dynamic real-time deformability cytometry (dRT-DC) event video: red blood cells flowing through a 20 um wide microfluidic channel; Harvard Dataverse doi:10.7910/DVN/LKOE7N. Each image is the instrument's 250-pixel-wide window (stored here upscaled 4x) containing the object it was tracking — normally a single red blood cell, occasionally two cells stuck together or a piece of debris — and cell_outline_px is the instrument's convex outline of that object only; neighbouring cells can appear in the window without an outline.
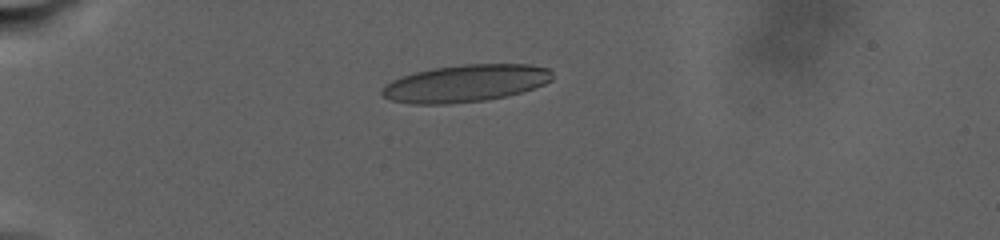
{"species": "human", "species_latin": "Homo sapiens", "temperature_condition": "warm", "stored_images_in_passage": 120, "camera_frame_rate_fps": 3000, "um_per_image_px": 0.085, "donor": {"sex": "male"}, "frame": {"image": 1, "passage_image": 1, "time_ms": 0.0, "image_size_px": [1000, 240], "cell_outline_px": [[552, 80], [544, 84], [520, 92], [504, 96], [484, 100], [448, 104], [412, 104], [392, 100], [384, 96], [380, 92], [392, 80], [416, 72], [436, 68], [460, 64], [528, 64], [548, 68], [552, 72]], "centroid_in_image_um": [39.59, 7.08], "position_along_channel_um": 45.4, "area_um2": 36.53}}
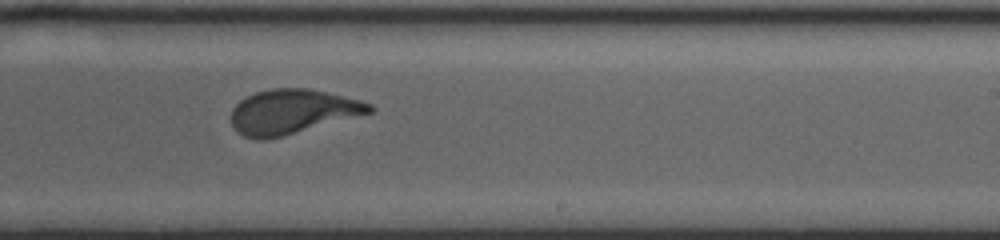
{"frame": {"image": 2, "passage_image": 55, "time_ms": 12.0, "image_size_px": [1000, 240], "cell_outline_px": [[376, 108], [372, 112], [280, 136], [264, 140], [256, 140], [244, 136], [236, 132], [232, 124], [232, 108], [244, 96], [256, 92], [272, 88], [308, 88], [360, 100], [372, 104]], "centroid_in_image_um": [24.8, 9.48], "position_along_channel_um": 264.2, "area_um2": 35.55}}
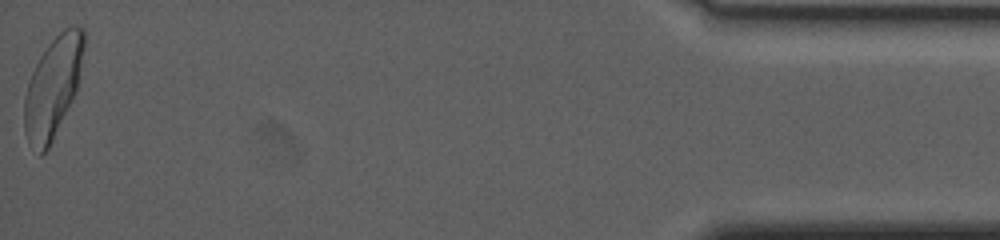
{"frame": {"image": 3, "passage_image": 120, "time_ms": 23.0, "image_size_px": [1000, 240], "cell_outline_px": [[84, 48], [76, 92], [48, 148], [40, 156], [28, 140], [24, 128], [24, 96], [28, 80], [40, 56], [48, 44], [64, 28], [72, 24], [84, 28]], "centroid_in_image_um": [4.49, 7.36], "position_along_channel_um": 430.7, "area_um2": 34.56}, "authors_computed_cell_mechanics": {"area_um2": 36.0672, "velocity_mm_per_s": 2.2166, "shape_relaxation_time_tau1_ms": 7.1351, "shape_relaxation_time_tau2_ms": null, "deformation_change_tau1": 0.2233, "deformation_change_tau2": null}}